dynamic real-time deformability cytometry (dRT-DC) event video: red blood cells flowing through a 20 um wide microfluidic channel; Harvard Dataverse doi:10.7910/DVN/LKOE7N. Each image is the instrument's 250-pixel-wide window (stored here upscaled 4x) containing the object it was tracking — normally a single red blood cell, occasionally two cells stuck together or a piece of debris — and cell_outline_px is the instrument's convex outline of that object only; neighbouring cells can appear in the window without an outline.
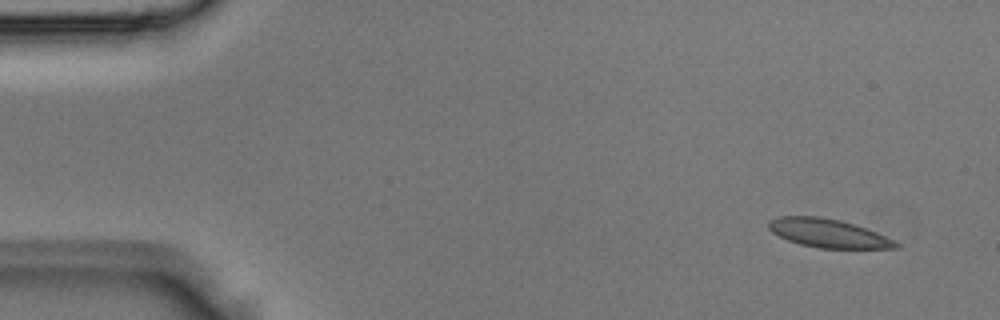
{"species": "Egyptian fruit bat (a non-hibernating species)", "species_latin": "Rousettus aegyptiacus", "temperature_condition": "room temperature", "stored_images_in_passage": 4, "camera_frame_rate_fps": 3000, "um_per_image_px": 0.085, "animal": {"sex": "male"}, "frame": {"image": 1, "passage_image": 1, "time_ms": 0.0, "image_size_px": [1000, 320], "cell_outline_px": [[900, 248], [820, 248], [800, 244], [788, 240], [772, 232], [768, 228], [768, 220], [776, 216], [820, 216], [840, 220], [856, 224], [876, 232], [900, 244]], "centroid_in_image_um": [70.36, 19.81], "position_along_channel_um": 14.6, "area_um2": 21.15}}